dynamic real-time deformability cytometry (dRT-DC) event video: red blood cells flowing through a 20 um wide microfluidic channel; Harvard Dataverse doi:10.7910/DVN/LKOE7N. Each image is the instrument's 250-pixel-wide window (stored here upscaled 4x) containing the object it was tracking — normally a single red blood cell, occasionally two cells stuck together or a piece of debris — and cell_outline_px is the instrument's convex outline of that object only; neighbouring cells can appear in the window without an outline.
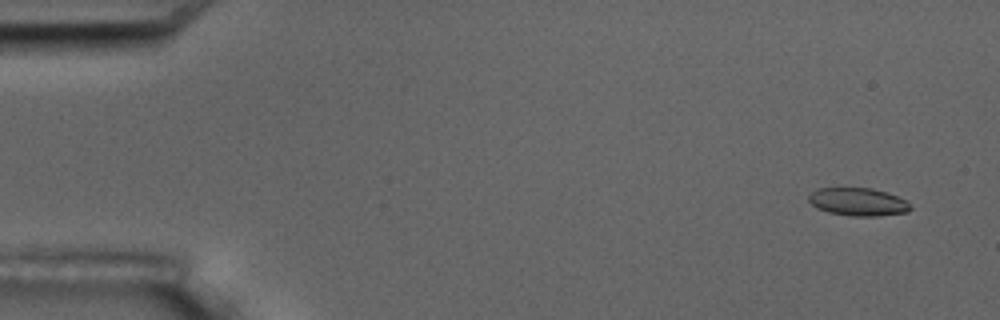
{"species": "common noctule bat (a hibernating species)", "species_latin": "Nyctalus noctula", "temperature_condition": "room temperature", "stored_images_in_passage": 4, "camera_frame_rate_fps": 3000, "um_per_image_px": 0.085, "animal": {"sex": "male", "body_mass_g": 17.5, "forearm_length_mm": 52.3}, "frame": {"image": 1, "passage_image": 1, "time_ms": 0.0, "image_size_px": [1000, 320], "cell_outline_px": [[912, 208], [908, 212], [880, 216], [848, 216], [828, 212], [816, 208], [808, 200], [808, 196], [816, 188], [872, 188], [888, 192], [904, 200]], "centroid_in_image_um": [72.91, 17.16], "position_along_channel_um": 12.1, "area_um2": 16.65}}
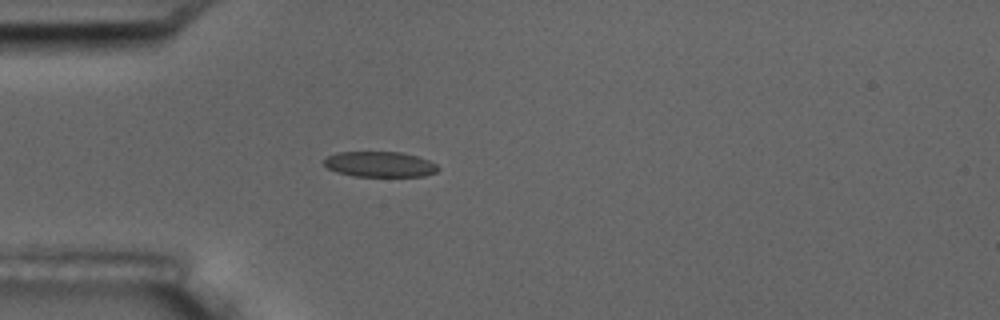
{"frame": {"image": 2, "passage_image": 4, "time_ms": 4.333, "image_size_px": [1000, 320], "cell_outline_px": [[440, 168], [436, 172], [424, 176], [352, 176], [336, 172], [328, 168], [324, 164], [324, 160], [328, 156], [336, 152], [400, 152], [416, 156], [428, 160], [436, 164]], "centroid_in_image_um": [32.27, 13.96], "position_along_channel_um": 52.7, "area_um2": 16.88}}